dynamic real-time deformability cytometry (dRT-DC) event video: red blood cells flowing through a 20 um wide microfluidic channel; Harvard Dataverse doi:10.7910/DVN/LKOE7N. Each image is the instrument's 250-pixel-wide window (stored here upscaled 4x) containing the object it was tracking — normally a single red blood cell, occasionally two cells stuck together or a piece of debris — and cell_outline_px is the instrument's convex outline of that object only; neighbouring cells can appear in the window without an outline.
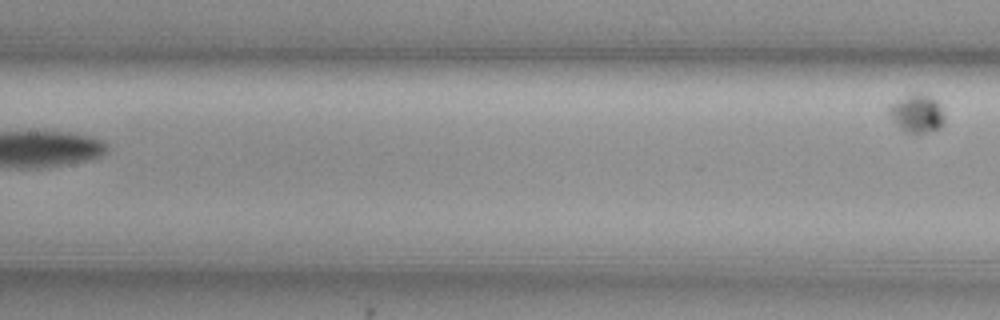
{"species": "common noctule bat (a hibernating species)", "species_latin": "Nyctalus noctula", "temperature_condition": "cold", "stored_images_in_passage": 9, "camera_frame_rate_fps": 3000, "um_per_image_px": 0.085, "animal": {"sex": "female", "body_mass_g": 29.2, "forearm_length_mm": 56.3}, "frame": {"image": 1, "passage_image": 9, "time_ms": 2.667, "image_size_px": [1000, 320], "cell_outline_px": [[944, 120], [940, 128], [924, 132], [908, 132], [900, 128], [896, 124], [888, 112], [888, 104], [912, 92], [924, 92], [932, 96], [940, 104], [944, 116]], "centroid_in_image_um": [77.93, 9.58], "position_along_channel_um": 129.5, "area_um2": 12.48}}